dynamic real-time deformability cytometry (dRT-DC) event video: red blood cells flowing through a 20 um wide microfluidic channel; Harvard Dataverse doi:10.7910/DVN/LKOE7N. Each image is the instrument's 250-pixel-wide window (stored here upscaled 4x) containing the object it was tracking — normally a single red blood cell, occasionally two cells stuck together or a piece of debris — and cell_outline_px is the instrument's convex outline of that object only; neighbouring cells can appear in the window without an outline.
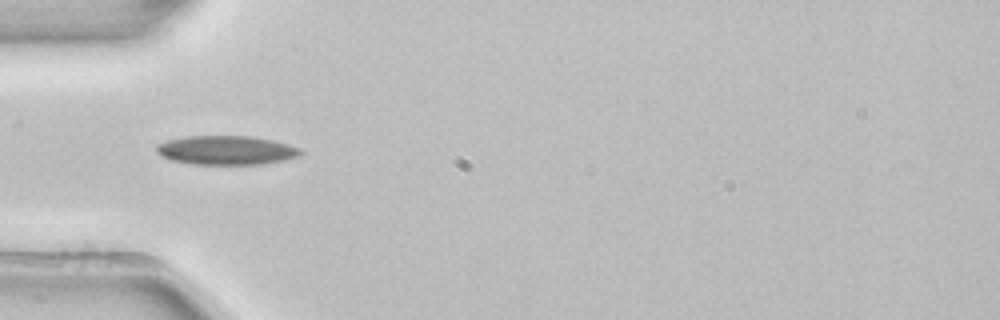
{"species": "common noctule bat (a hibernating species)", "species_latin": "Nyctalus noctula", "temperature_condition": "room temperature", "stored_images_in_passage": 7, "camera_frame_rate_fps": 3000, "um_per_image_px": 0.085, "animal": {"sex": "female", "body_mass_g": 22.7, "forearm_length_mm": 54.2}, "frame": {"image": 1, "passage_image": 4, "time_ms": 1.0, "image_size_px": [1000, 320], "cell_outline_px": [[304, 152], [300, 156], [284, 160], [264, 164], [192, 164], [172, 160], [160, 156], [156, 152], [156, 144], [168, 140], [184, 136], [252, 136], [272, 140], [288, 144], [300, 148]], "centroid_in_image_um": [19.24, 12.77], "position_along_channel_um": 65.8, "area_um2": 24.57}}